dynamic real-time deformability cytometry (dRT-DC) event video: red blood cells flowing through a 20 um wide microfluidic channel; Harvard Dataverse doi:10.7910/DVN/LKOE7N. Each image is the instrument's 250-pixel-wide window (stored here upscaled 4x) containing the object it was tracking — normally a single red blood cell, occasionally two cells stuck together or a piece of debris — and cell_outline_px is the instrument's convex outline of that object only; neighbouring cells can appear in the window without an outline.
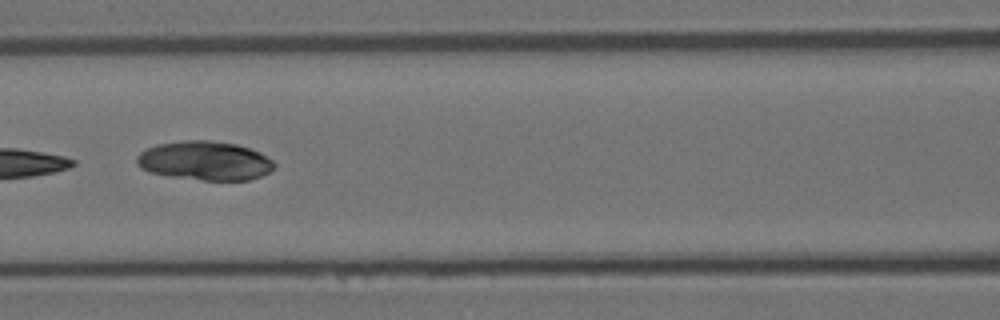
{"species": "Egyptian fruit bat (a non-hibernating species)", "species_latin": "Rousettus aegyptiacus", "temperature_condition": "room temperature", "stored_images_in_passage": 7, "camera_frame_rate_fps": 3000, "um_per_image_px": 0.085, "animal": {"sex": "female"}, "frame": {"image": 1, "passage_image": 4, "time_ms": 1.0, "image_size_px": [1000, 320], "cell_outline_px": [[276, 168], [260, 176], [248, 180], [204, 180], [168, 176], [148, 172], [140, 168], [136, 164], [136, 156], [140, 152], [156, 144], [184, 140], [208, 140], [236, 144], [260, 152], [272, 160], [276, 164]], "centroid_in_image_um": [17.39, 13.66], "position_along_channel_um": 149.2, "area_um2": 31.44}}
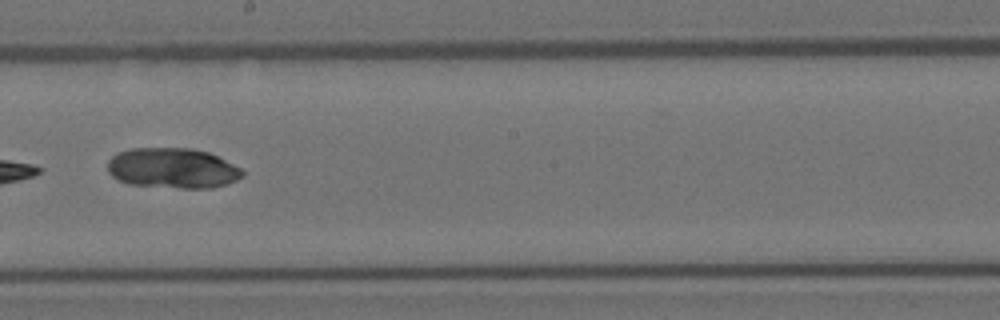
{"frame": {"image": 2, "passage_image": 6, "time_ms": 1.667, "image_size_px": [1000, 320], "cell_outline_px": [[244, 176], [228, 184], [212, 188], [180, 188], [128, 184], [116, 180], [108, 172], [108, 160], [116, 152], [132, 148], [192, 148], [208, 152], [240, 168], [244, 172]], "centroid_in_image_um": [14.64, 14.3], "position_along_channel_um": 233.6, "area_um2": 31.85}}
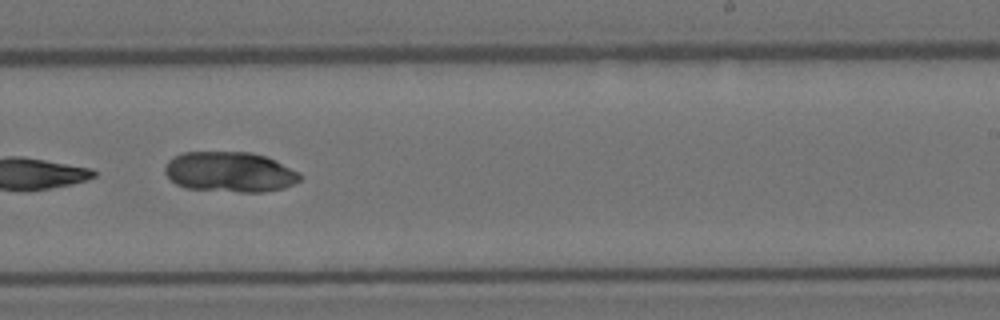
{"frame": {"image": 3, "passage_image": 7, "time_ms": 2.0, "image_size_px": [1000, 320], "cell_outline_px": [[304, 176], [300, 180], [284, 188], [260, 192], [240, 192], [184, 188], [176, 184], [164, 172], [164, 168], [168, 160], [184, 152], [252, 152], [276, 160], [300, 172]], "centroid_in_image_um": [19.56, 14.62], "position_along_channel_um": 269.4, "area_um2": 31.85}}